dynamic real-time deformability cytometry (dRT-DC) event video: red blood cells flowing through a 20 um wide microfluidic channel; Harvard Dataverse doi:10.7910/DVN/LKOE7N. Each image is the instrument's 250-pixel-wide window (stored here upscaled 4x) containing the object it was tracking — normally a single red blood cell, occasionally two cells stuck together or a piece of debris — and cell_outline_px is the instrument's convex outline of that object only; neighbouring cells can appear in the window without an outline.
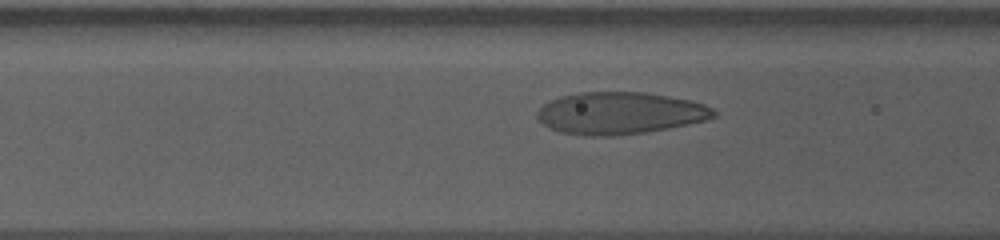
{"species": "human", "species_latin": "Homo sapiens", "temperature_condition": "cold", "stored_images_in_passage": 14, "camera_frame_rate_fps": 3000, "um_per_image_px": 0.085, "donor": {"sex": "male"}, "frame": {"image": 1, "passage_image": 12, "time_ms": 3.667, "image_size_px": [1000, 240], "cell_outline_px": [[716, 116], [708, 120], [648, 132], [612, 136], [584, 136], [560, 132], [544, 124], [536, 116], [536, 112], [548, 100], [560, 96], [580, 92], [644, 92], [668, 96], [688, 100], [704, 104], [712, 108], [716, 112]], "centroid_in_image_um": [52.68, 9.62], "position_along_channel_um": 113.9, "area_um2": 43.41}}